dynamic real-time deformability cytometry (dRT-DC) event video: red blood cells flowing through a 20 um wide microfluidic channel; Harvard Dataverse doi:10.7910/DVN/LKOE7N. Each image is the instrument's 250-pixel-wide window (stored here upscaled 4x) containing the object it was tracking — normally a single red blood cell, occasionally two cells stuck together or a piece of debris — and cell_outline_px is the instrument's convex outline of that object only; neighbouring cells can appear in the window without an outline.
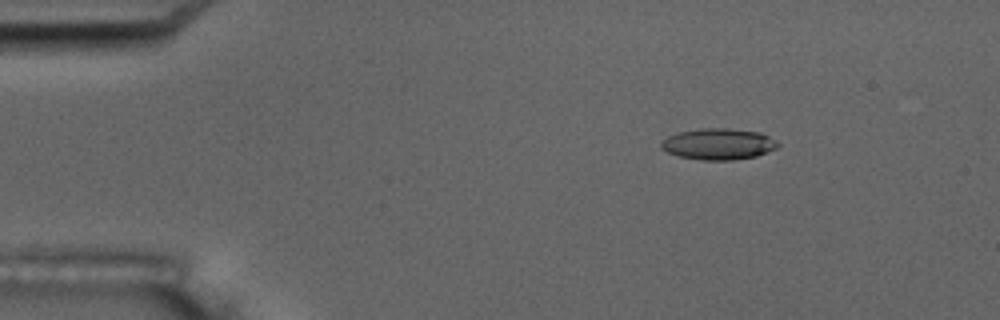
{"species": "common noctule bat (a hibernating species)", "species_latin": "Nyctalus noctula", "temperature_condition": "room temperature", "stored_images_in_passage": 8, "camera_frame_rate_fps": 3000, "um_per_image_px": 0.085, "animal": {"sex": "male", "body_mass_g": 17.5, "forearm_length_mm": 52.3}, "frame": {"image": 1, "passage_image": 3, "time_ms": 2.333, "image_size_px": [1000, 320], "cell_outline_px": [[780, 144], [776, 148], [756, 156], [732, 160], [700, 160], [676, 156], [660, 148], [660, 144], [668, 136], [680, 132], [700, 128], [728, 128], [760, 132], [776, 140]], "centroid_in_image_um": [61.06, 12.24], "position_along_channel_um": 23.9, "area_um2": 21.27}}
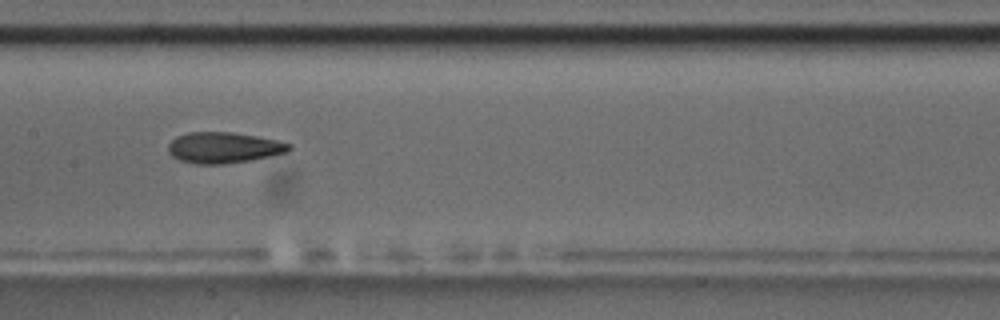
{"frame": {"image": 2, "passage_image": 8, "time_ms": 9.0, "image_size_px": [1000, 320], "cell_outline_px": [[292, 148], [288, 152], [252, 160], [224, 164], [196, 164], [180, 160], [172, 156], [168, 152], [168, 144], [176, 136], [188, 132], [232, 132], [256, 136], [276, 140], [292, 144]], "centroid_in_image_um": [19.01, 12.55], "position_along_channel_um": 188.4, "area_um2": 21.91}}